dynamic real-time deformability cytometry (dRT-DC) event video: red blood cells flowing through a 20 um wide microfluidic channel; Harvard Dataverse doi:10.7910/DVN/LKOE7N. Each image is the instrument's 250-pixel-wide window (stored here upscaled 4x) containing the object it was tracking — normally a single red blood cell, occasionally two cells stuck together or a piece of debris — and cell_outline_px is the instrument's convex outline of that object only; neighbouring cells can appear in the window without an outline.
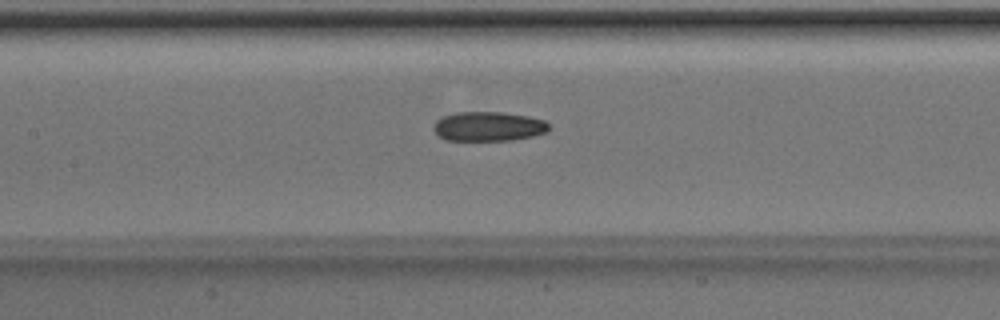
{"species": "Egyptian fruit bat (a non-hibernating species)", "species_latin": "Rousettus aegyptiacus", "temperature_condition": "room temperature", "stored_images_in_passage": 44, "camera_frame_rate_fps": 3000, "um_per_image_px": 0.085, "animal": {"sex": "male"}, "frame": {"image": 1, "passage_image": 17, "time_ms": 5.333, "image_size_px": [1000, 320], "cell_outline_px": [[548, 132], [532, 136], [512, 140], [448, 140], [440, 136], [432, 128], [436, 120], [444, 116], [456, 112], [504, 112], [528, 116], [544, 120], [548, 124]], "centroid_in_image_um": [41.52, 10.74], "position_along_channel_um": 165.9, "area_um2": 19.71}}
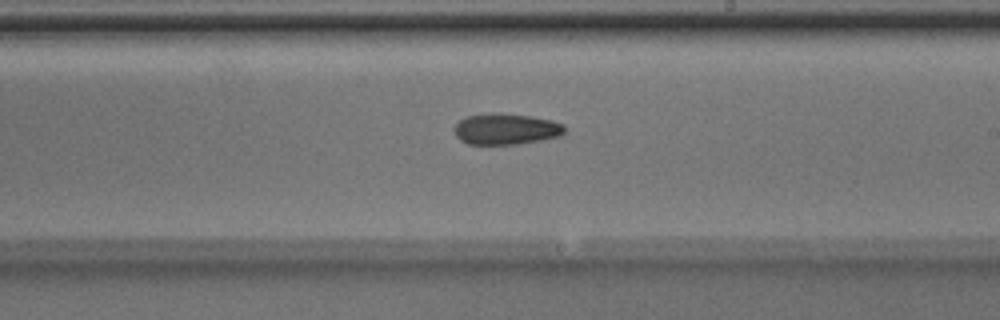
{"frame": {"image": 2, "passage_image": 23, "time_ms": 7.333, "image_size_px": [1000, 320], "cell_outline_px": [[564, 132], [560, 136], [520, 144], [468, 144], [460, 140], [456, 136], [456, 124], [464, 116], [492, 112], [496, 112], [528, 116], [552, 120], [564, 124]], "centroid_in_image_um": [43.0, 10.96], "position_along_channel_um": 246.0, "area_um2": 20.0}}
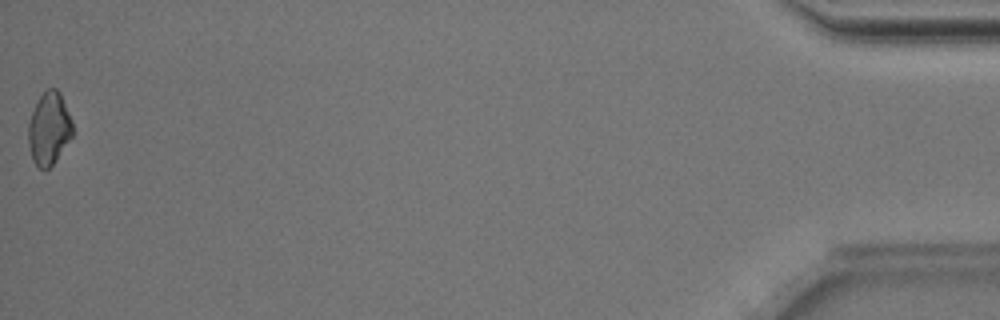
{"frame": {"image": 3, "passage_image": 44, "time_ms": 14.333, "image_size_px": [1000, 320], "cell_outline_px": [[72, 136], [52, 164], [48, 168], [40, 168], [32, 160], [28, 144], [28, 124], [32, 112], [40, 96], [48, 88], [56, 88], [60, 92], [72, 120]], "centroid_in_image_um": [4.16, 10.91], "position_along_channel_um": 431.0, "area_um2": 18.44}, "authors_computed_cell_mechanics": {"area_um2": 19.7387, "velocity_mm_per_s": 4.0315, "shape_relaxation_time_tau1_ms": 5.244, "shape_relaxation_time_tau2_ms": 4.9745, "deformation_change_tau1": 0.0945, "deformation_change_tau2": 0.1128}}